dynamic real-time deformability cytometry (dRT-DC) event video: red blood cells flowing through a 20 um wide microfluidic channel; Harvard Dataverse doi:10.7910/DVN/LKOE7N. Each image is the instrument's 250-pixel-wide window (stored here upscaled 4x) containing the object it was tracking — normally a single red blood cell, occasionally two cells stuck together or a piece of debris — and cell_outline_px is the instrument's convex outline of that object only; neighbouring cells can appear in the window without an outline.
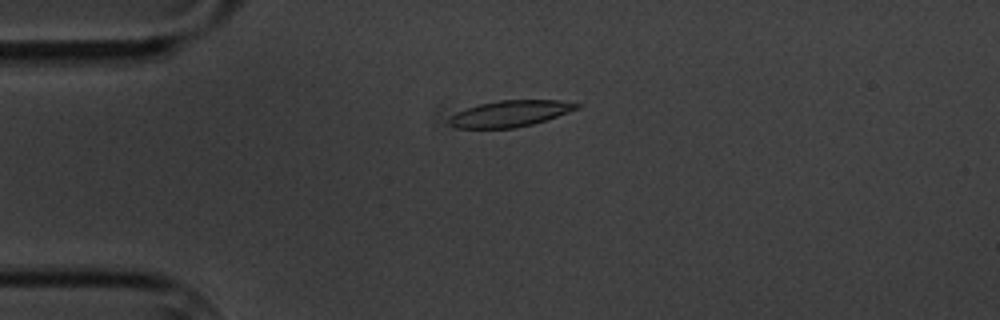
{"species": "common noctule bat (a hibernating species)", "species_latin": "Nyctalus noctula", "temperature_condition": "cold", "stored_images_in_passage": 5, "camera_frame_rate_fps": 3000, "um_per_image_px": 0.085, "animal": {"sex": "male", "body_mass_g": 20.1, "forearm_length_mm": 53.5}, "frame": {"image": 1, "passage_image": 3, "time_ms": 2.333, "image_size_px": [1000, 320], "cell_outline_px": [[580, 108], [532, 124], [512, 128], [456, 128], [448, 124], [448, 120], [456, 112], [480, 104], [500, 100], [560, 100], [580, 104]], "centroid_in_image_um": [43.35, 9.65], "position_along_channel_um": 41.7, "area_um2": 19.25}}
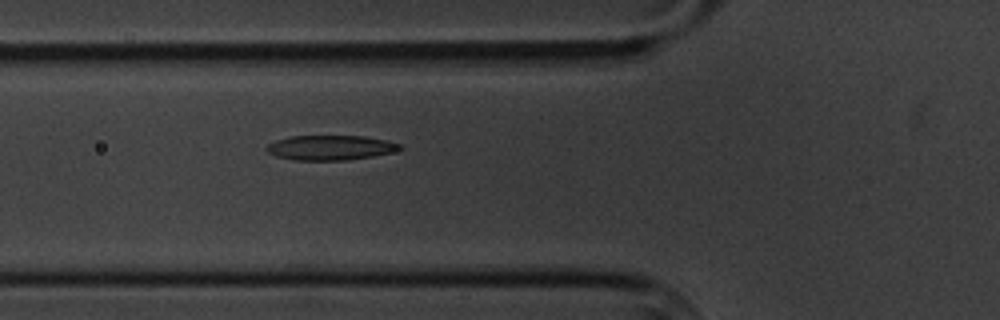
{"frame": {"image": 2, "passage_image": 5, "time_ms": 4.667, "image_size_px": [1000, 320], "cell_outline_px": [[404, 148], [392, 152], [372, 156], [348, 160], [292, 160], [276, 156], [268, 152], [264, 148], [268, 144], [276, 140], [292, 136], [364, 136], [388, 140], [400, 144]], "centroid_in_image_um": [28.09, 12.55], "position_along_channel_um": 97.7, "area_um2": 19.31}}